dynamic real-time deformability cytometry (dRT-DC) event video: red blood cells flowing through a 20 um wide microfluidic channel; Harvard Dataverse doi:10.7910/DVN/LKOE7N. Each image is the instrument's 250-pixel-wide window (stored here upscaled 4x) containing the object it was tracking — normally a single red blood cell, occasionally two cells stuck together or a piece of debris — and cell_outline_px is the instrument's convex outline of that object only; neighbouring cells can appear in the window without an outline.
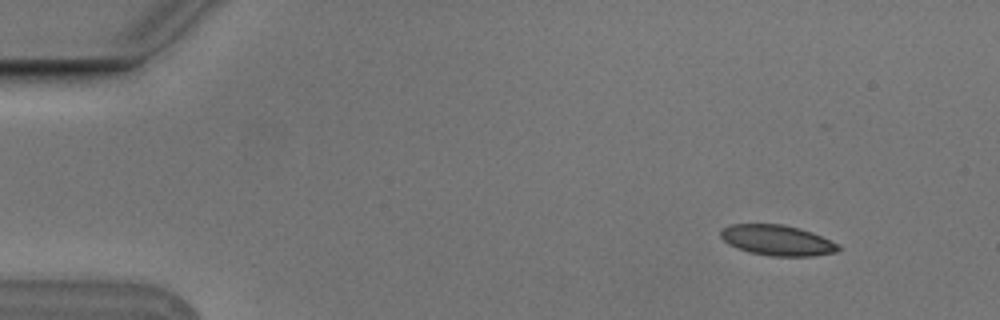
{"species": "Egyptian fruit bat (a non-hibernating species)", "species_latin": "Rousettus aegyptiacus", "temperature_condition": "cold", "stored_images_in_passage": 5, "camera_frame_rate_fps": 3000, "um_per_image_px": 0.085, "animal": {"sex": "male"}, "frame": {"image": 1, "passage_image": 2, "time_ms": 0.333, "image_size_px": [1000, 320], "cell_outline_px": [[844, 248], [836, 252], [812, 256], [768, 256], [748, 252], [736, 248], [728, 244], [720, 236], [720, 232], [724, 228], [732, 224], [780, 224], [800, 228], [812, 232], [840, 244]], "centroid_in_image_um": [66.1, 20.43], "position_along_channel_um": 18.9, "area_um2": 21.1}}
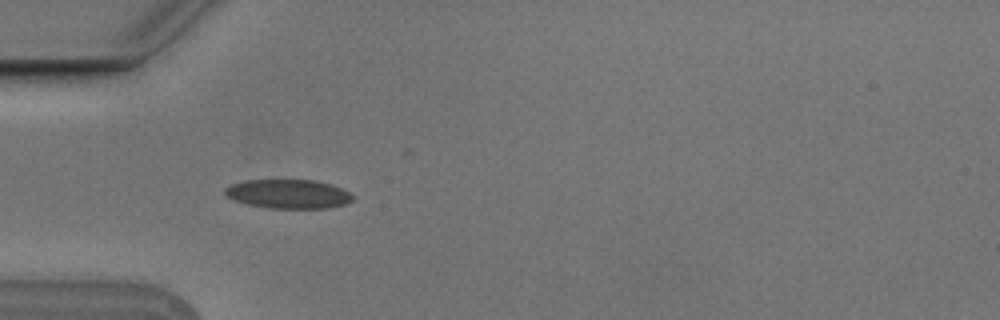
{"frame": {"image": 2, "passage_image": 5, "time_ms": 1.333, "image_size_px": [1000, 320], "cell_outline_px": [[356, 196], [348, 204], [328, 208], [268, 208], [248, 204], [236, 200], [228, 196], [224, 192], [224, 188], [232, 184], [244, 180], [312, 180], [332, 184]], "centroid_in_image_um": [24.55, 16.49], "position_along_channel_um": 60.5, "area_um2": 21.62}}